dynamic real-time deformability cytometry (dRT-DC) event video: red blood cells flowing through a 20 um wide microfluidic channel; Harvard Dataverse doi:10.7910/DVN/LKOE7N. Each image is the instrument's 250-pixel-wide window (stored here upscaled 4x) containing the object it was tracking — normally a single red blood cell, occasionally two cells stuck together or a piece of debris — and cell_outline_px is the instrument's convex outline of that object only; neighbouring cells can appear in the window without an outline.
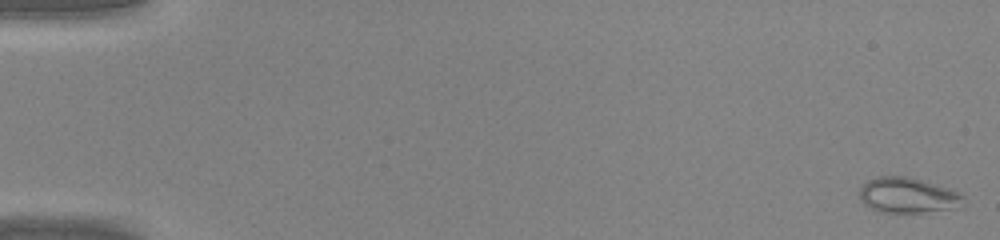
{"species": "common noctule bat (a hibernating species)", "species_latin": "Nyctalus noctula", "temperature_condition": "warm", "stored_images_in_passage": 46, "camera_frame_rate_fps": 3000, "um_per_image_px": 0.085, "animal": {"sex": "male", "body_mass_g": 20.0, "forearm_length_mm": 53.3}, "frame": {"image": 1, "passage_image": 1, "time_ms": 0.0, "image_size_px": [1000, 240], "cell_outline_px": [[964, 208], [924, 212], [880, 212], [864, 204], [860, 200], [860, 188], [868, 180], [876, 176], [908, 176], [924, 180], [960, 192], [964, 196]], "centroid_in_image_um": [77.22, 16.6], "position_along_channel_um": 7.8, "area_um2": 21.79}}
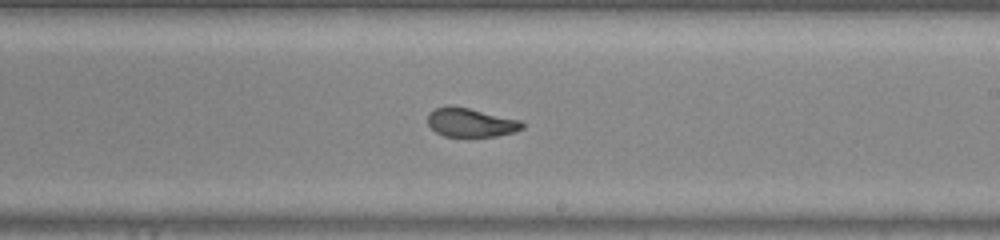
{"frame": {"image": 2, "passage_image": 28, "time_ms": 9.0, "image_size_px": [1000, 240], "cell_outline_px": [[524, 128], [512, 132], [496, 136], [444, 136], [436, 132], [428, 124], [428, 112], [436, 108], [448, 104], [452, 104], [520, 120], [524, 124]], "centroid_in_image_um": [39.98, 10.39], "position_along_channel_um": 249.0, "area_um2": 15.9}}
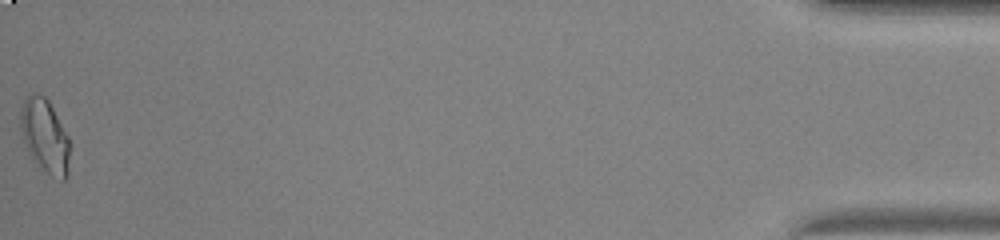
{"frame": {"image": 3, "passage_image": 46, "time_ms": 15.0, "image_size_px": [1000, 240], "cell_outline_px": [[72, 144], [68, 176], [64, 180], [60, 180], [52, 176], [32, 160], [28, 152], [20, 128], [20, 108], [24, 100], [32, 92], [44, 96], [48, 100], [68, 136]], "centroid_in_image_um": [3.85, 11.59], "position_along_channel_um": 431.4, "area_um2": 21.5}}